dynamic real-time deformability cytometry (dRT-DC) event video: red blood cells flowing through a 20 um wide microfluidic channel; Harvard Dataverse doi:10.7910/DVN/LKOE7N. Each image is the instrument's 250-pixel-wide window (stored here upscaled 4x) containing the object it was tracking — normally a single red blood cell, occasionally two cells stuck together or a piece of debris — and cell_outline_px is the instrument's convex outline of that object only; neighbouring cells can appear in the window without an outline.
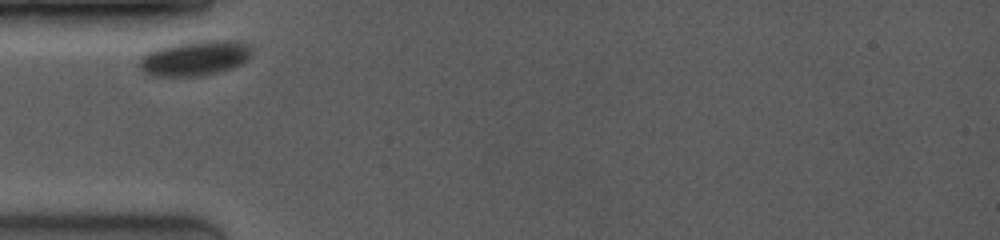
{"species": "common noctule bat (a hibernating species)", "species_latin": "Nyctalus noctula", "temperature_condition": "room temperature", "stored_images_in_passage": 2, "camera_frame_rate_fps": 3500, "um_per_image_px": 0.085, "animal": {"sex": "female", "body_mass_g": 19.0, "forearm_length_mm": 53.3}, "frame": {"image": 1, "passage_image": 1, "time_ms": 0.0, "image_size_px": [1000, 240], "cell_outline_px": [[252, 52], [240, 64], [232, 68], [220, 72], [200, 76], [148, 76], [140, 68], [140, 56], [144, 52], [156, 48], [172, 44], [196, 40], [240, 40], [248, 44], [252, 48]], "centroid_in_image_um": [16.53, 4.93], "position_along_channel_um": 68.5, "area_um2": 23.35}}